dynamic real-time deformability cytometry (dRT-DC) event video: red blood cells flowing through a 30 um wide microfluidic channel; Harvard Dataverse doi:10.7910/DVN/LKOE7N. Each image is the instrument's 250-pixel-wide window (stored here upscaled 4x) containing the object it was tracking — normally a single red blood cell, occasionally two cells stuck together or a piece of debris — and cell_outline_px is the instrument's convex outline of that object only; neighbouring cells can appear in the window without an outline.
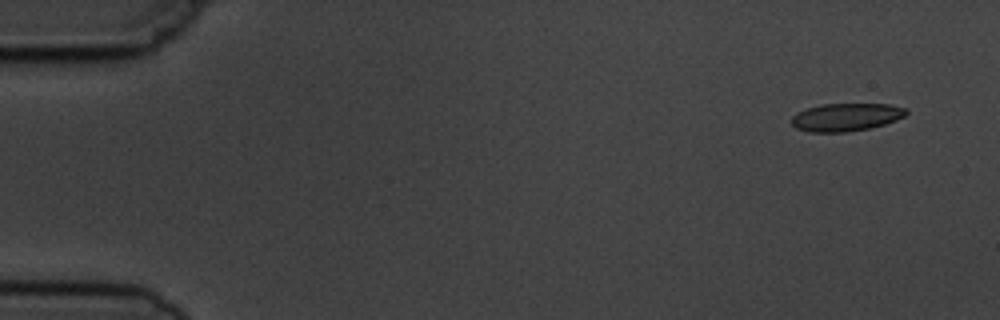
{"species": "common noctule bat (a hibernating species)", "species_latin": "Nyctalus noctula", "temperature_condition": "cold", "stored_images_in_passage": 4, "camera_frame_rate_fps": 3000, "um_per_image_px": 0.085, "animal": {"sex": "male", "body_mass_g": 19.5, "forearm_length_mm": 54.6}, "frame": {"image": 1, "passage_image": 1, "time_ms": 0.0, "image_size_px": [1000, 320], "cell_outline_px": [[908, 112], [904, 116], [896, 120], [884, 124], [868, 128], [848, 132], [808, 132], [796, 128], [792, 124], [792, 116], [796, 112], [820, 104], [888, 104], [904, 108]], "centroid_in_image_um": [71.88, 9.96], "position_along_channel_um": 13.1, "area_um2": 18.55}}
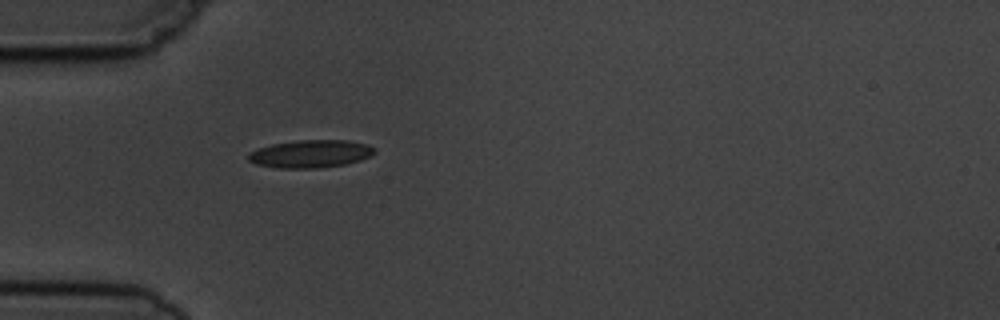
{"frame": {"image": 2, "passage_image": 4, "time_ms": 4.333, "image_size_px": [1000, 320], "cell_outline_px": [[376, 152], [360, 160], [344, 164], [316, 168], [280, 168], [256, 164], [248, 160], [248, 152], [256, 148], [272, 144], [300, 140], [348, 140], [368, 144], [376, 148]], "centroid_in_image_um": [26.38, 13.06], "position_along_channel_um": 58.6, "area_um2": 20.4}}